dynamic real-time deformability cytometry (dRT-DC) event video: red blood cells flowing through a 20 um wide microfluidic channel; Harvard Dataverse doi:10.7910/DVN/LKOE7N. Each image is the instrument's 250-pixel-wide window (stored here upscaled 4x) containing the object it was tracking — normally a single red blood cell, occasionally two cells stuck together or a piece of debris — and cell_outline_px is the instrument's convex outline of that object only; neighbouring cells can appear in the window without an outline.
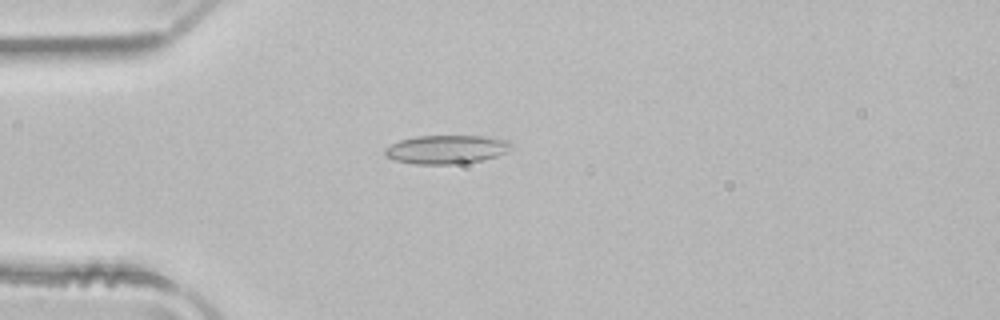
{"species": "common noctule bat (a hibernating species)", "species_latin": "Nyctalus noctula", "temperature_condition": "room temperature", "stored_images_in_passage": 45, "camera_frame_rate_fps": 3000, "um_per_image_px": 0.085, "animal": {"sex": "male", "body_mass_g": 21.5, "forearm_length_mm": 52.0}, "frame": {"image": 1, "passage_image": 8, "time_ms": 2.333, "image_size_px": [1000, 320], "cell_outline_px": [[512, 148], [508, 152], [496, 156], [480, 160], [448, 164], [416, 164], [396, 160], [384, 156], [384, 148], [400, 140], [416, 136], [488, 136], [508, 140], [512, 144]], "centroid_in_image_um": [37.96, 12.69], "position_along_channel_um": 47.0, "area_um2": 21.04}}
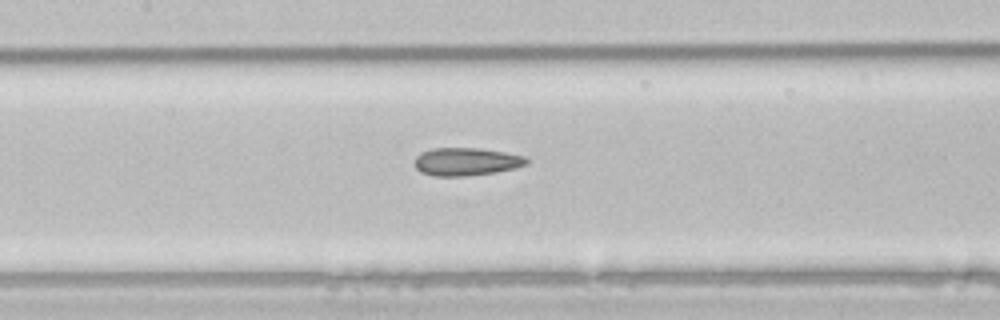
{"frame": {"image": 2, "passage_image": 18, "time_ms": 5.667, "image_size_px": [1000, 320], "cell_outline_px": [[528, 164], [516, 168], [496, 172], [464, 176], [432, 176], [420, 172], [412, 164], [416, 156], [420, 152], [432, 148], [480, 148], [504, 152], [524, 156], [528, 160]], "centroid_in_image_um": [39.58, 13.74], "position_along_channel_um": 167.8, "area_um2": 18.44}}
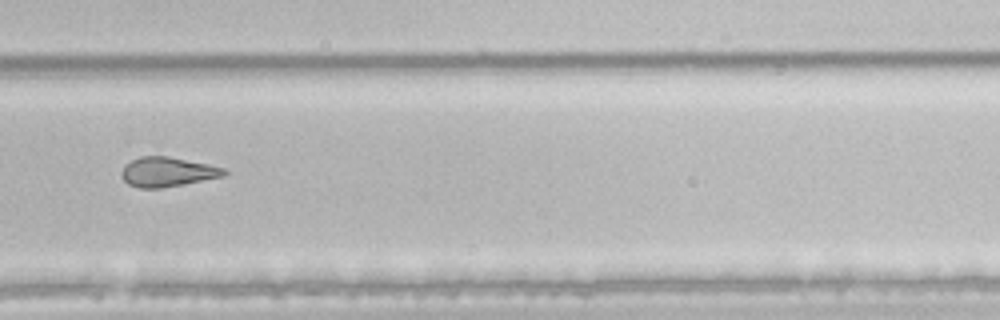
{"frame": {"image": 3, "passage_image": 29, "time_ms": 9.333, "image_size_px": [1000, 320], "cell_outline_px": [[228, 172], [224, 176], [184, 184], [160, 188], [140, 188], [128, 184], [120, 176], [120, 172], [124, 164], [140, 156], [168, 156], [208, 164], [224, 168]], "centroid_in_image_um": [14.2, 14.61], "position_along_channel_um": 315.6, "area_um2": 17.74}, "authors_computed_cell_mechanics": {"area_um2": 19.1896, "velocity_mm_per_s": 4.0506, "shape_relaxation_time_tau1_ms": null, "shape_relaxation_time_tau2_ms": 3.2196, "deformation_change_tau1": null, "deformation_change_tau2": 0.1158}}